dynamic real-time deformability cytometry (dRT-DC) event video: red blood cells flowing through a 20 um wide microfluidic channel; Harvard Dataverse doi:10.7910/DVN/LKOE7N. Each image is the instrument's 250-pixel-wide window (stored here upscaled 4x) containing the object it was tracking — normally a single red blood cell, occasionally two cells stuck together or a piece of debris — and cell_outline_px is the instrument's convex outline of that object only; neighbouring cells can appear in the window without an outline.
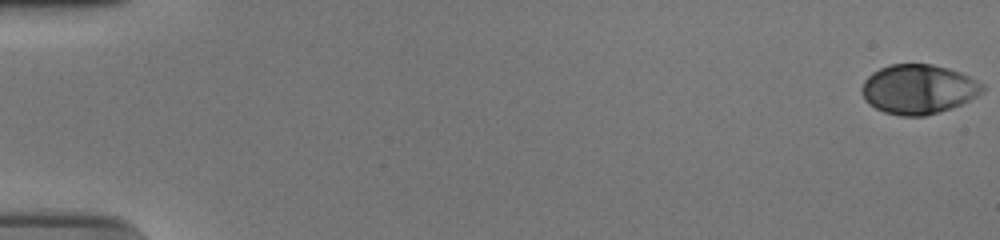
{"species": "human", "species_latin": "Homo sapiens", "temperature_condition": "cold", "stored_images_in_passage": 56, "camera_frame_rate_fps": 3000, "um_per_image_px": 0.085, "donor": {"sex": "male"}, "frame": {"image": 1, "passage_image": 1, "time_ms": 0.0, "image_size_px": [1000, 240], "cell_outline_px": [[984, 92], [952, 108], [940, 112], [924, 116], [900, 116], [884, 112], [868, 104], [860, 92], [860, 88], [864, 80], [872, 72], [888, 64], [932, 64], [948, 68], [960, 72], [984, 84]], "centroid_in_image_um": [78.04, 7.58], "position_along_channel_um": 7.0, "area_um2": 35.03}}
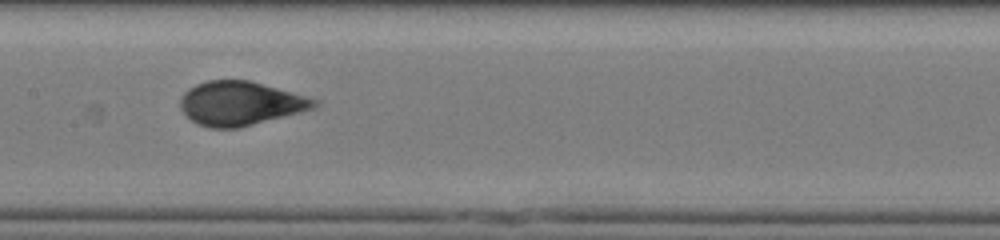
{"frame": {"image": 2, "passage_image": 30, "time_ms": 9.667, "image_size_px": [1000, 240], "cell_outline_px": [[320, 104], [316, 108], [240, 128], [208, 128], [192, 120], [180, 108], [180, 100], [184, 92], [188, 88], [196, 84], [208, 80], [248, 80], [320, 100]], "centroid_in_image_um": [20.45, 8.79], "position_along_channel_um": 187.0, "area_um2": 34.28}}
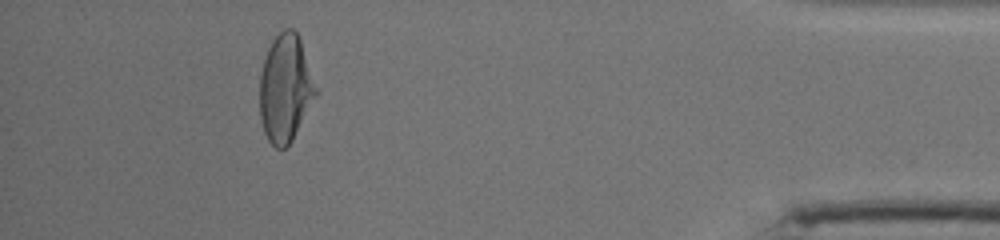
{"frame": {"image": 3, "passage_image": 52, "time_ms": 17.0, "image_size_px": [1000, 240], "cell_outline_px": [[316, 96], [292, 140], [284, 148], [276, 148], [268, 140], [264, 132], [260, 116], [260, 76], [264, 60], [268, 48], [272, 40], [284, 28], [292, 28], [296, 32], [300, 40], [316, 88]], "centroid_in_image_um": [24.23, 7.52], "position_along_channel_um": 411.0, "area_um2": 34.51}, "authors_computed_cell_mechanics": {"area_um2": 34.5066, "velocity_mm_per_s": 3.7348, "shape_relaxation_time_tau1_ms": 4.5898, "shape_relaxation_time_tau2_ms": null, "deformation_change_tau1": 0.1987, "deformation_change_tau2": null}}